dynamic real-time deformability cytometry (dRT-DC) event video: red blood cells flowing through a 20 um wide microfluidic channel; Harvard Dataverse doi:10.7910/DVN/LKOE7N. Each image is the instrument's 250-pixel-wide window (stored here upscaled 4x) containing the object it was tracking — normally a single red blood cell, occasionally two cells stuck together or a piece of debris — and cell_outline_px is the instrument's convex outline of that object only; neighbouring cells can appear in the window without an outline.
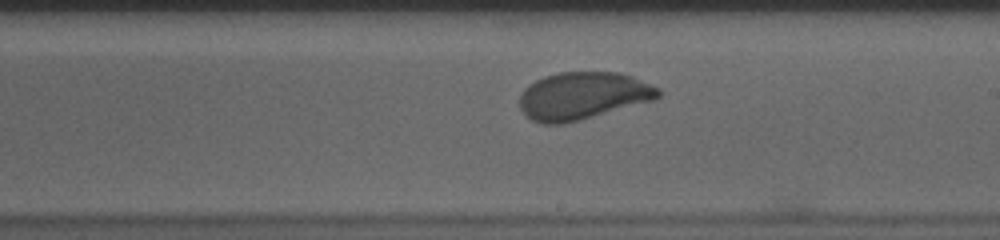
{"species": "human", "species_latin": "Homo sapiens", "temperature_condition": "cold", "stored_images_in_passage": 34, "camera_frame_rate_fps": 3000, "um_per_image_px": 0.085, "donor": {"sex": "male"}, "frame": {"image": 1, "passage_image": 20, "time_ms": 6.333, "image_size_px": [1000, 240], "cell_outline_px": [[664, 92], [660, 96], [652, 100], [580, 120], [564, 124], [540, 124], [532, 120], [520, 108], [520, 96], [524, 88], [528, 84], [544, 76], [560, 72], [620, 72], [632, 76], [660, 88]], "centroid_in_image_um": [49.54, 8.14], "position_along_channel_um": 239.5, "area_um2": 38.38}}
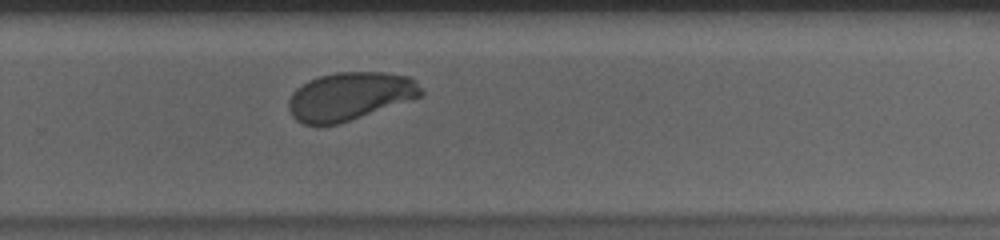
{"frame": {"image": 2, "passage_image": 25, "time_ms": 8.0, "image_size_px": [1000, 240], "cell_outline_px": [[424, 92], [420, 96], [340, 124], [316, 128], [304, 124], [296, 120], [292, 116], [288, 108], [288, 100], [292, 92], [296, 88], [308, 80], [320, 76], [336, 72], [384, 72], [408, 76], [416, 80]], "centroid_in_image_um": [29.67, 8.2], "position_along_channel_um": 300.1, "area_um2": 37.51}}